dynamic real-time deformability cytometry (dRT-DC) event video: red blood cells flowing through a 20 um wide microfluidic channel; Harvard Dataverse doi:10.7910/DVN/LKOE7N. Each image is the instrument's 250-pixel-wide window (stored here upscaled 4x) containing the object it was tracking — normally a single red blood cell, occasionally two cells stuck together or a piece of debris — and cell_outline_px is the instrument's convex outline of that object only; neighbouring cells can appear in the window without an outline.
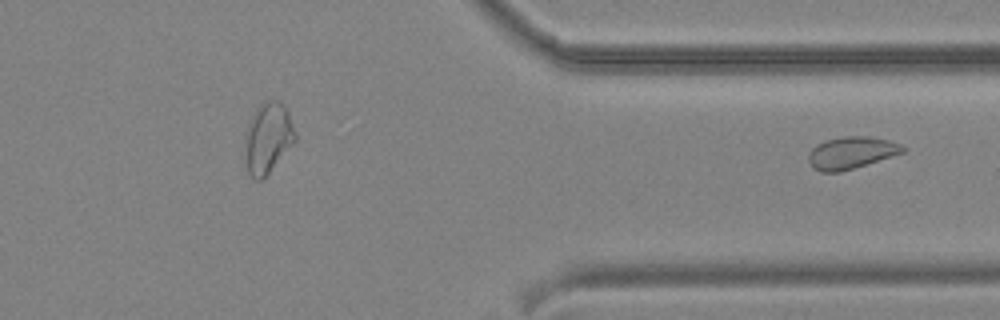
{"species": "common noctule bat (a hibernating species)", "species_latin": "Nyctalus noctula", "temperature_condition": "cold", "stored_images_in_passage": 32, "segment_of_instrument_passage": [2, 2], "camera_frame_rate_fps": 3000, "um_per_image_px": 0.085, "animal": {"sex": "male", "body_mass_g": 19.2, "forearm_length_mm": 51.8}, "frame": {"image": 1, "passage_image": 32, "time_ms": 10.333, "image_size_px": [1000, 320], "cell_outline_px": [[908, 148], [904, 152], [892, 156], [840, 172], [820, 172], [812, 168], [808, 160], [808, 156], [812, 148], [816, 144], [824, 140], [844, 136], [868, 136], [888, 140], [900, 144]], "centroid_in_image_um": [72.34, 12.98], "position_along_channel_um": 339.1, "area_um2": 17.69}}